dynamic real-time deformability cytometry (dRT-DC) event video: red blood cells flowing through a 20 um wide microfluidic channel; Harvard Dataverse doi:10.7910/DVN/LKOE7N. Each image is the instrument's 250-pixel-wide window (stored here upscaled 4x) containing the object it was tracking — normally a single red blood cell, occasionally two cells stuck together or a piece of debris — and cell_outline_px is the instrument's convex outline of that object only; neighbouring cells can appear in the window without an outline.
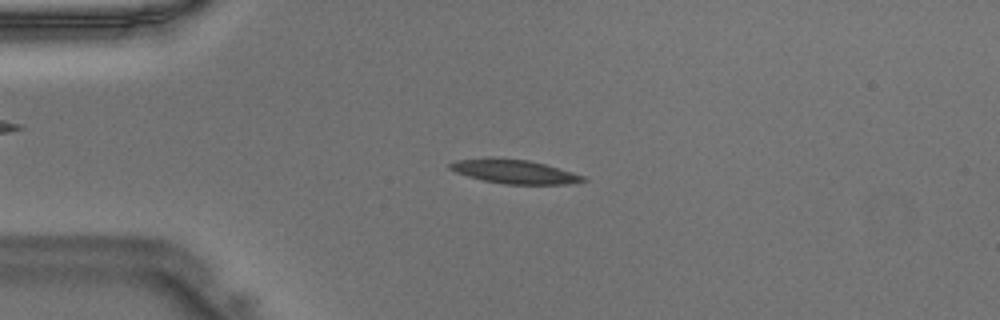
{"species": "Egyptian fruit bat (a non-hibernating species)", "species_latin": "Rousettus aegyptiacus", "temperature_condition": "warm", "stored_images_in_passage": 45, "camera_frame_rate_fps": 3000, "um_per_image_px": 0.085, "animal": {"sex": "male"}, "frame": {"image": 1, "passage_image": 10, "time_ms": 3.0, "image_size_px": [1000, 320], "cell_outline_px": [[588, 180], [568, 184], [504, 184], [484, 180], [468, 176], [456, 172], [448, 168], [448, 164], [456, 160], [488, 156], [492, 156], [528, 160], [544, 164], [572, 172], [584, 176]], "centroid_in_image_um": [43.66, 14.56], "position_along_channel_um": 41.3, "area_um2": 18.73}}
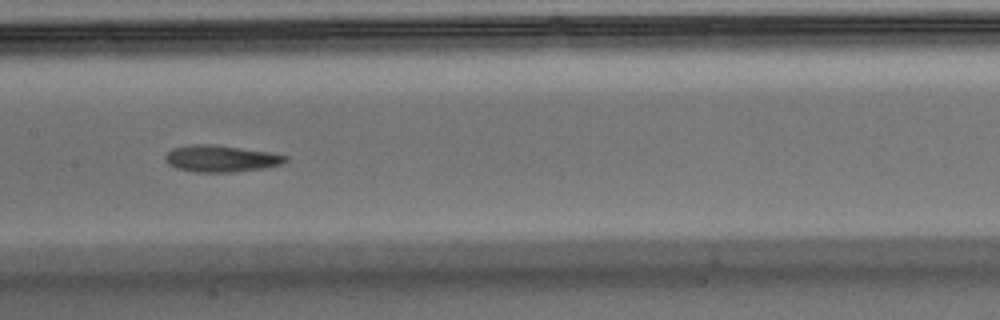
{"frame": {"image": 2, "passage_image": 22, "time_ms": 7.0, "image_size_px": [1000, 320], "cell_outline_px": [[288, 160], [280, 164], [268, 168], [232, 172], [196, 172], [176, 168], [168, 164], [164, 160], [164, 156], [172, 148], [192, 144], [212, 144], [268, 152], [288, 156]], "centroid_in_image_um": [18.76, 13.48], "position_along_channel_um": 188.6, "area_um2": 18.73}}
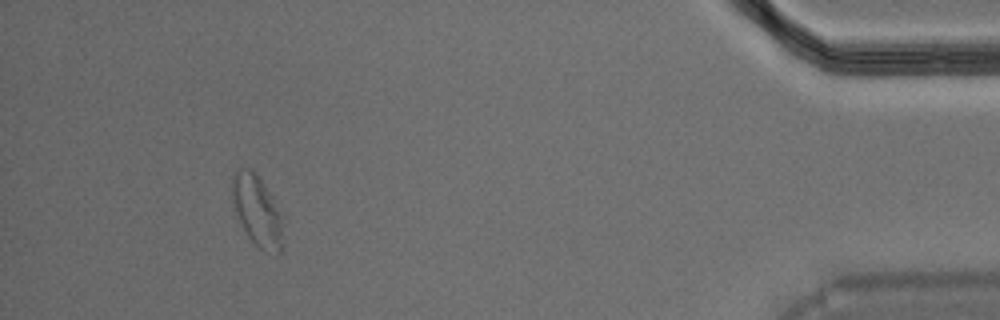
{"frame": {"image": 3, "passage_image": 42, "time_ms": 13.667, "image_size_px": [1000, 320], "cell_outline_px": [[288, 216], [284, 244], [280, 252], [276, 256], [264, 252], [248, 236], [240, 220], [236, 208], [232, 192], [232, 172], [236, 168], [248, 168], [264, 184]], "centroid_in_image_um": [22.02, 17.99], "position_along_channel_um": 413.2, "area_um2": 22.02}}